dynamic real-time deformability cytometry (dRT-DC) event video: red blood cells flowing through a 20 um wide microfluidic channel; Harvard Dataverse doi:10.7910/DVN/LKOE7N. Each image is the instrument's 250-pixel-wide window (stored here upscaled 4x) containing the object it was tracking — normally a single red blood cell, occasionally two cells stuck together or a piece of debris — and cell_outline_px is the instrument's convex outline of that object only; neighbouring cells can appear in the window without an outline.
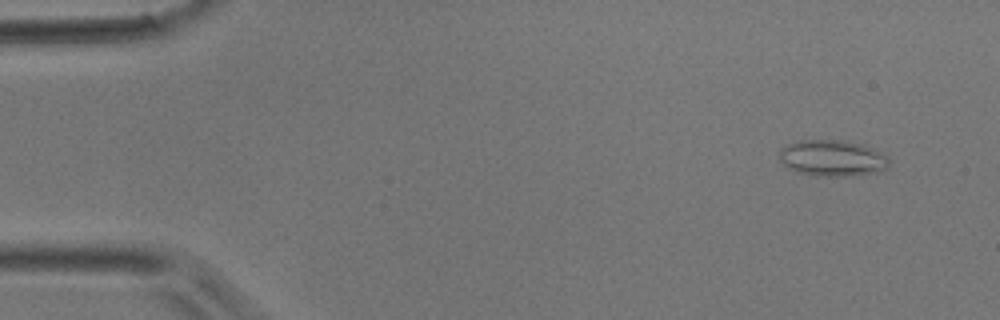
{"species": "common noctule bat (a hibernating species)", "species_latin": "Nyctalus noctula", "temperature_condition": "room temperature", "stored_images_in_passage": 5, "camera_frame_rate_fps": 3000, "um_per_image_px": 0.085, "animal": {"sex": "male", "body_mass_g": 17.9}, "frame": {"image": 1, "passage_image": 1, "time_ms": 0.0, "image_size_px": [1000, 320], "cell_outline_px": [[888, 168], [876, 172], [844, 176], [816, 176], [796, 172], [788, 168], [780, 160], [780, 148], [788, 144], [800, 140], [840, 140], [860, 144], [872, 148], [888, 156]], "centroid_in_image_um": [70.73, 13.44], "position_along_channel_um": 14.3, "area_um2": 23.06}}
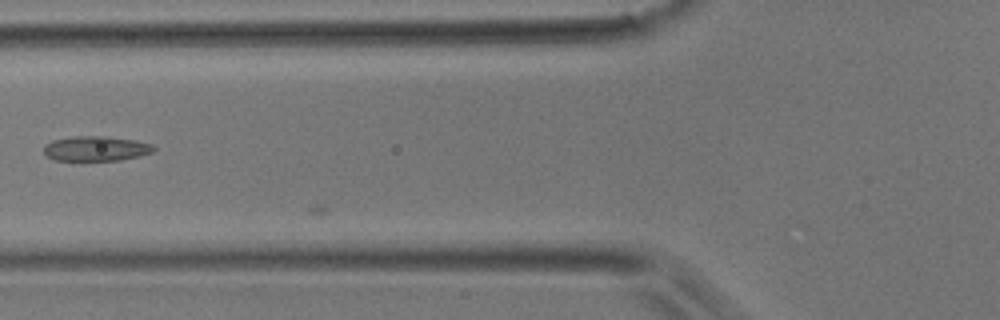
{"frame": {"image": 2, "passage_image": 5, "time_ms": 1.333, "image_size_px": [1000, 320], "cell_outline_px": [[156, 148], [152, 152], [140, 156], [120, 160], [52, 160], [44, 156], [44, 144], [52, 140], [72, 136], [104, 136], [132, 140], [152, 144]], "centroid_in_image_um": [8.1, 12.63], "position_along_channel_um": 117.7, "area_um2": 16.01}}